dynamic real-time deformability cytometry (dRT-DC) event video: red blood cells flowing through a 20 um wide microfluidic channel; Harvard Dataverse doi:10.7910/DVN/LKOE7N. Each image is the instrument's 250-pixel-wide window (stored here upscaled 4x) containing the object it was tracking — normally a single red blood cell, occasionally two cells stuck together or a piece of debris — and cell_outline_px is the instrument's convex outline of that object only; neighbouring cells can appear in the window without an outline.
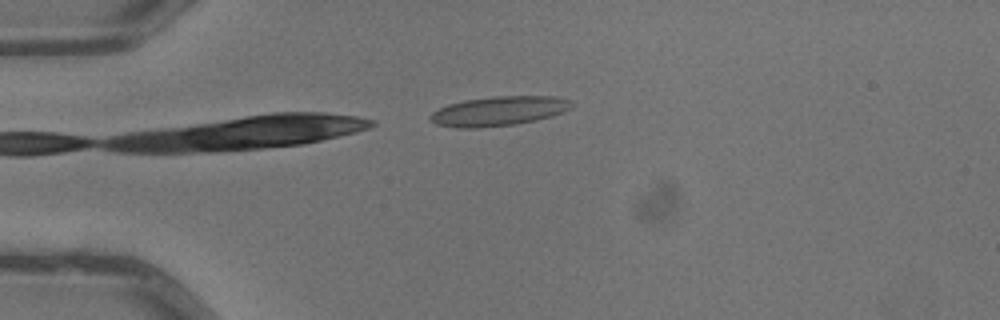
{"species": "common noctule bat (a hibernating species)", "species_latin": "Nyctalus noctula", "temperature_condition": "warm", "stored_images_in_passage": 3, "camera_frame_rate_fps": 3000, "um_per_image_px": 0.085, "animal": {"sex": "male", "body_mass_g": 13.3}, "frame": {"image": 1, "passage_image": 1, "time_ms": 0.0, "image_size_px": [1000, 320], "cell_outline_px": [[572, 108], [564, 112], [536, 120], [516, 124], [476, 128], [456, 128], [436, 124], [428, 116], [432, 112], [448, 104], [464, 100], [496, 96], [556, 96], [572, 100]], "centroid_in_image_um": [42.41, 9.44], "position_along_channel_um": 42.6, "area_um2": 24.33}}
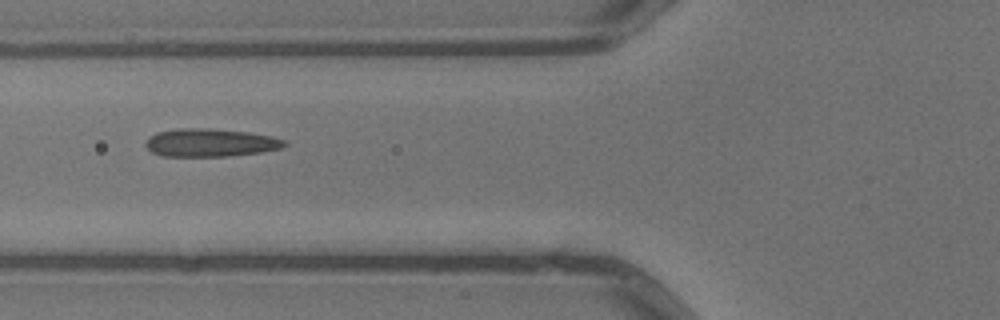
{"frame": {"image": 2, "passage_image": 3, "time_ms": 0.667, "image_size_px": [1000, 320], "cell_outline_px": [[288, 144], [280, 148], [260, 152], [228, 156], [160, 156], [152, 152], [144, 144], [148, 136], [156, 132], [176, 128], [208, 128], [248, 132], [272, 136], [288, 140]], "centroid_in_image_um": [17.86, 12.12], "position_along_channel_um": 107.9, "area_um2": 22.89}}